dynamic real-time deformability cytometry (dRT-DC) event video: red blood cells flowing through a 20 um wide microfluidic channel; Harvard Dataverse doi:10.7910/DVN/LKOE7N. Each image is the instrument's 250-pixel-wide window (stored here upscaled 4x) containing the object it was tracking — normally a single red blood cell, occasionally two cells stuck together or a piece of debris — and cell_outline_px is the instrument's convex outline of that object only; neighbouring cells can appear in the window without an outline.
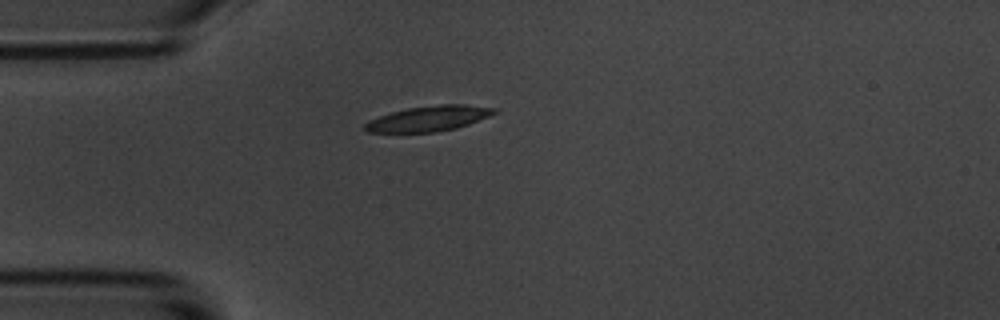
{"species": "common noctule bat (a hibernating species)", "species_latin": "Nyctalus noctula", "temperature_condition": "room temperature", "stored_images_in_passage": 1, "camera_frame_rate_fps": 3000, "um_per_image_px": 0.085, "animal": {"sex": "male", "body_mass_g": 20.1, "forearm_length_mm": 53.5}, "frame": {"image": 1, "passage_image": 1, "time_ms": 0.0, "image_size_px": [1000, 320], "cell_outline_px": [[496, 112], [488, 116], [468, 124], [456, 128], [436, 132], [368, 132], [364, 128], [364, 124], [368, 120], [392, 112], [408, 108], [440, 104], [464, 104], [496, 108]], "centroid_in_image_um": [36.43, 10.07], "position_along_channel_um": 48.6, "area_um2": 18.84}}